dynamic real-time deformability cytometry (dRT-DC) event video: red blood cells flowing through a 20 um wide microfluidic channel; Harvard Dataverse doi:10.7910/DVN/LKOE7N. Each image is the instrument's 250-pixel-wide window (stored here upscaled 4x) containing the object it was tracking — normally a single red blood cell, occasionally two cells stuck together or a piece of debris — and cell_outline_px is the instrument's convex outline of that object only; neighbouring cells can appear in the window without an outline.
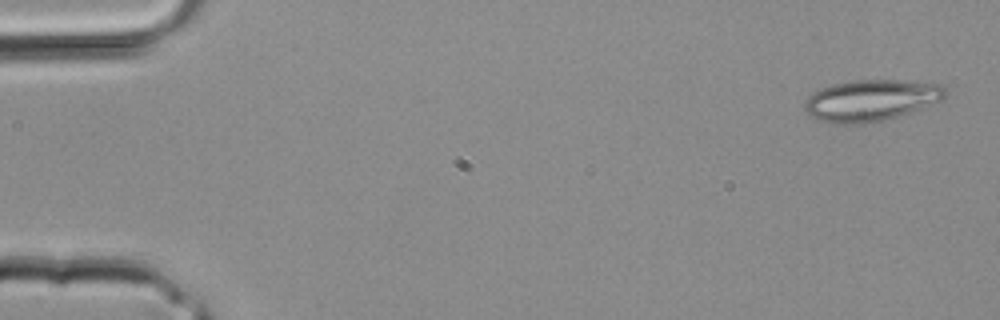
{"species": "common noctule bat (a hibernating species)", "species_latin": "Nyctalus noctula", "temperature_condition": "room temperature", "stored_images_in_passage": 3, "camera_frame_rate_fps": 3000, "um_per_image_px": 0.085, "animal": {"sex": "male", "body_mass_g": 20.4}, "frame": {"image": 1, "passage_image": 1, "time_ms": 0.0, "image_size_px": [1000, 320], "cell_outline_px": [[948, 96], [944, 100], [884, 120], [860, 124], [832, 124], [816, 120], [804, 108], [804, 104], [808, 96], [812, 92], [820, 88], [832, 84], [852, 80], [896, 80], [940, 84], [948, 92]], "centroid_in_image_um": [74.01, 8.53], "position_along_channel_um": 11.0, "area_um2": 34.04}}